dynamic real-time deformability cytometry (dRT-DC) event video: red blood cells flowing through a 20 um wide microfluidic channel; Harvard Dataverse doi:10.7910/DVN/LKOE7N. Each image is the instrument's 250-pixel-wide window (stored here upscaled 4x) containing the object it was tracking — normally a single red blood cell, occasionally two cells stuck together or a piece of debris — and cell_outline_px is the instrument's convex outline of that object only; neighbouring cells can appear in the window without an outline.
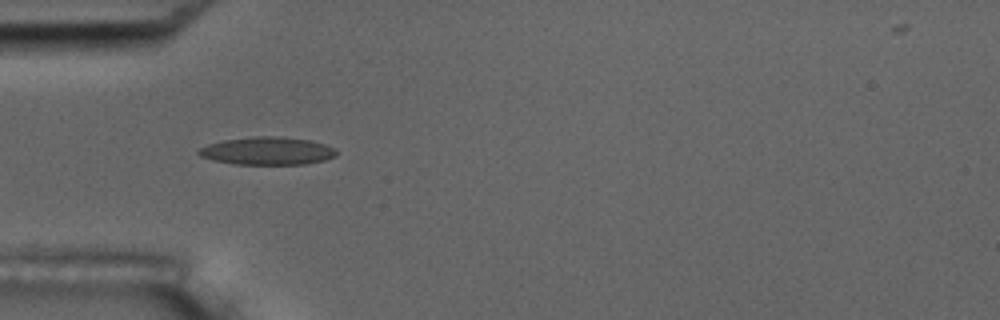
{"species": "common noctule bat (a hibernating species)", "species_latin": "Nyctalus noctula", "temperature_condition": "room temperature", "stored_images_in_passage": 5, "camera_frame_rate_fps": 3000, "um_per_image_px": 0.085, "animal": {"sex": "male", "body_mass_g": 17.5, "forearm_length_mm": 52.3}, "frame": {"image": 1, "passage_image": 4, "time_ms": 3.667, "image_size_px": [1000, 320], "cell_outline_px": [[336, 156], [324, 160], [304, 164], [232, 164], [212, 160], [200, 156], [196, 152], [200, 148], [208, 144], [224, 140], [256, 136], [280, 136], [312, 140], [336, 148]], "centroid_in_image_um": [22.72, 12.82], "position_along_channel_um": 62.3, "area_um2": 22.43}}